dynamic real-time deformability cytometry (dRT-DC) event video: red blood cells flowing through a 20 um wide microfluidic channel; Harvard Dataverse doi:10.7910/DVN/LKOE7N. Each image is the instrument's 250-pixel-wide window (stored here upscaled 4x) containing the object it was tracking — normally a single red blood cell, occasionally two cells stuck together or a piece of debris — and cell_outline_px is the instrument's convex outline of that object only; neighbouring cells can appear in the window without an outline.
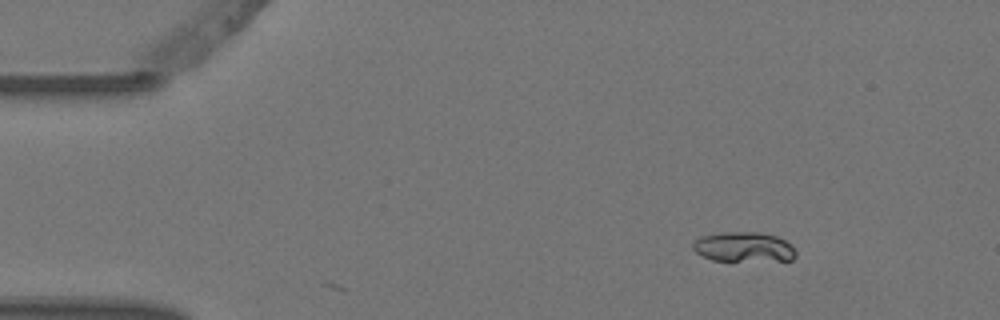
{"species": "Egyptian fruit bat (a non-hibernating species)", "species_latin": "Rousettus aegyptiacus", "temperature_condition": "warm", "stored_images_in_passage": 4, "camera_frame_rate_fps": 3000, "um_per_image_px": 0.085, "animal": {"sex": "female"}, "frame": {"image": 1, "passage_image": 1, "time_ms": 0.0, "image_size_px": [1000, 320], "cell_outline_px": [[796, 256], [792, 260], [712, 260], [696, 252], [692, 248], [692, 244], [700, 236], [724, 232], [760, 232], [776, 236], [792, 244], [796, 252]], "centroid_in_image_um": [63.23, 20.98], "position_along_channel_um": 21.8, "area_um2": 17.8}}